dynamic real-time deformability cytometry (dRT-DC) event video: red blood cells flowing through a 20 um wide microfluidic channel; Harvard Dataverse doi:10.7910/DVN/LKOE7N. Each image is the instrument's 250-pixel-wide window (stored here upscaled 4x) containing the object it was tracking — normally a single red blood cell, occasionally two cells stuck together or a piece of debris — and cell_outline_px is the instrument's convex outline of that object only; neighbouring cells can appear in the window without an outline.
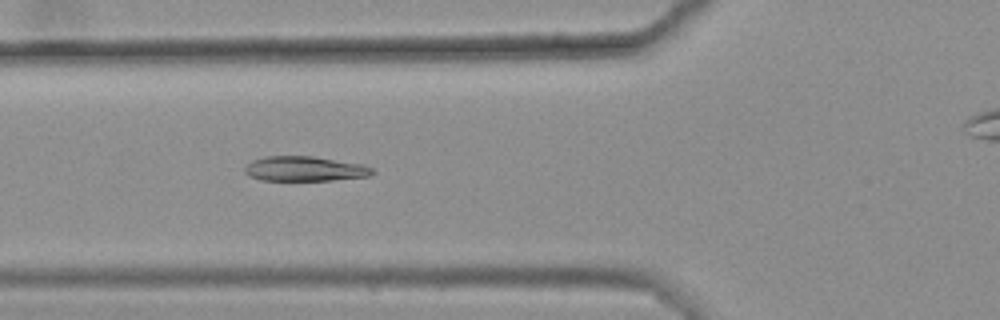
{"species": "common noctule bat (a hibernating species)", "species_latin": "Nyctalus noctula", "temperature_condition": "warm", "stored_images_in_passage": 4, "camera_frame_rate_fps": 3000, "um_per_image_px": 0.085, "animal": {"sex": "female", "body_mass_g": 25.1}, "frame": {"image": 1, "passage_image": 3, "time_ms": 0.667, "image_size_px": [1000, 320], "cell_outline_px": [[376, 172], [368, 176], [332, 180], [260, 180], [248, 176], [244, 172], [244, 168], [252, 160], [264, 156], [312, 156], [364, 164], [372, 168]], "centroid_in_image_um": [25.89, 14.34], "position_along_channel_um": 99.9, "area_um2": 18.55}}